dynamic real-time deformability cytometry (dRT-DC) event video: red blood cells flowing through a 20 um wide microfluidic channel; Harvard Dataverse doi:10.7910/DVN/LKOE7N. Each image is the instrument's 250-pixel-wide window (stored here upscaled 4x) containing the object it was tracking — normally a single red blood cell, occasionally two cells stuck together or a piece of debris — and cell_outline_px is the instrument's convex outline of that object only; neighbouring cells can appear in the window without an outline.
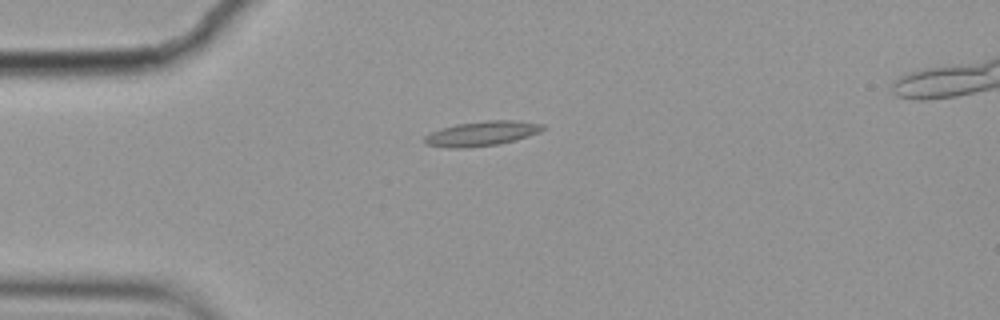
{"species": "common noctule bat (a hibernating species)", "species_latin": "Nyctalus noctula", "temperature_condition": "cold", "stored_images_in_passage": 5, "camera_frame_rate_fps": 3000, "um_per_image_px": 0.085, "animal": {"sex": "female", "body_mass_g": 19.9}, "frame": {"image": 1, "passage_image": 1, "time_ms": 0.0, "image_size_px": [1000, 320], "cell_outline_px": [[544, 128], [540, 132], [516, 140], [500, 144], [464, 148], [448, 148], [428, 144], [424, 140], [424, 136], [440, 128], [456, 124], [484, 120], [516, 120], [544, 124]], "centroid_in_image_um": [40.97, 11.34], "position_along_channel_um": 44.0, "area_um2": 17.11}}
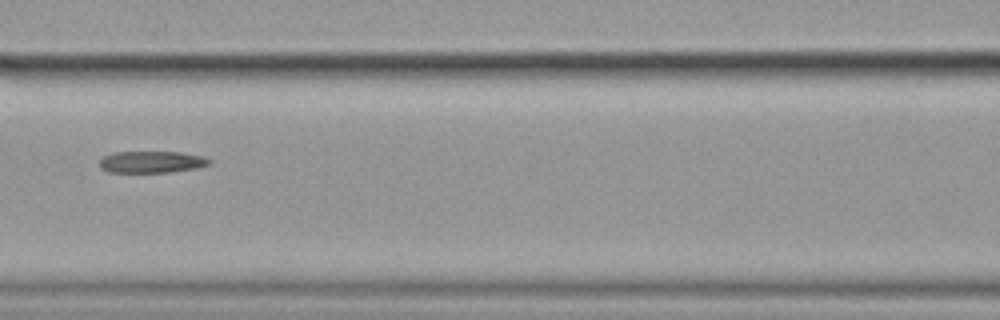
{"frame": {"image": 2, "passage_image": 4, "time_ms": 1.0, "image_size_px": [1000, 320], "cell_outline_px": [[212, 164], [196, 168], [168, 172], [108, 172], [100, 168], [100, 160], [104, 156], [112, 152], [180, 152], [204, 156], [212, 160]], "centroid_in_image_um": [12.91, 13.76], "position_along_channel_um": 153.7, "area_um2": 13.99}}
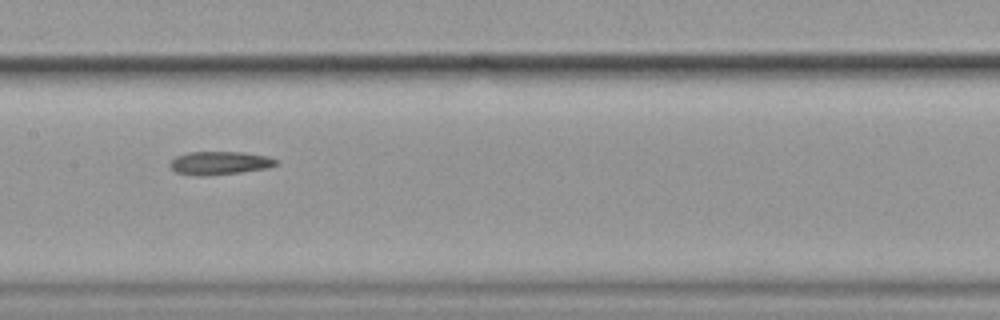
{"frame": {"image": 3, "passage_image": 5, "time_ms": 1.333, "image_size_px": [1000, 320], "cell_outline_px": [[280, 164], [268, 168], [240, 172], [200, 176], [176, 172], [168, 164], [176, 156], [188, 152], [244, 152], [268, 156], [280, 160]], "centroid_in_image_um": [18.73, 13.84], "position_along_channel_um": 188.7, "area_um2": 14.45}}